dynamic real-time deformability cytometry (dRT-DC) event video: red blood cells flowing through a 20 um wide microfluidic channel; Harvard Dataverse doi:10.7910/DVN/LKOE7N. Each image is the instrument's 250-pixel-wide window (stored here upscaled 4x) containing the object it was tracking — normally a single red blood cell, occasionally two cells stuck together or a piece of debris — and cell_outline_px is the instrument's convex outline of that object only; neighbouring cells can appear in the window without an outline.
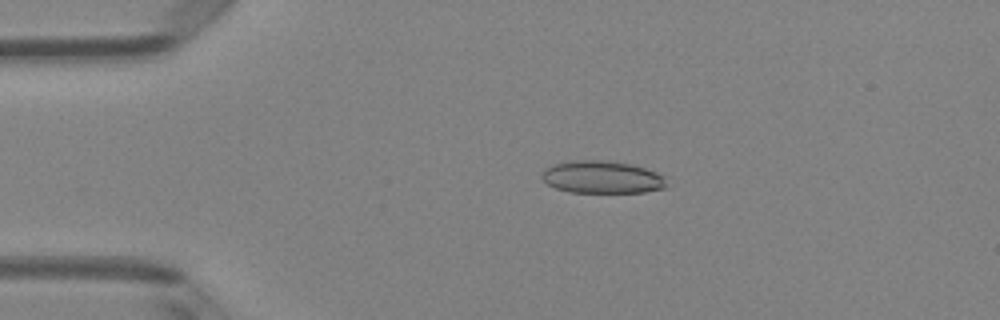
{"species": "Egyptian fruit bat (a non-hibernating species)", "species_latin": "Rousettus aegyptiacus", "temperature_condition": "room temperature", "stored_images_in_passage": 41, "camera_frame_rate_fps": 3000, "um_per_image_px": 0.085, "animal": {"sex": "female"}, "frame": {"image": 1, "passage_image": 2, "time_ms": 0.333, "image_size_px": [1000, 320], "cell_outline_px": [[668, 188], [644, 192], [568, 192], [556, 188], [548, 184], [544, 180], [544, 168], [552, 164], [568, 160], [608, 160], [632, 164], [656, 172], [664, 176]], "centroid_in_image_um": [51.2, 15.05], "position_along_channel_um": 33.8, "area_um2": 23.76}}
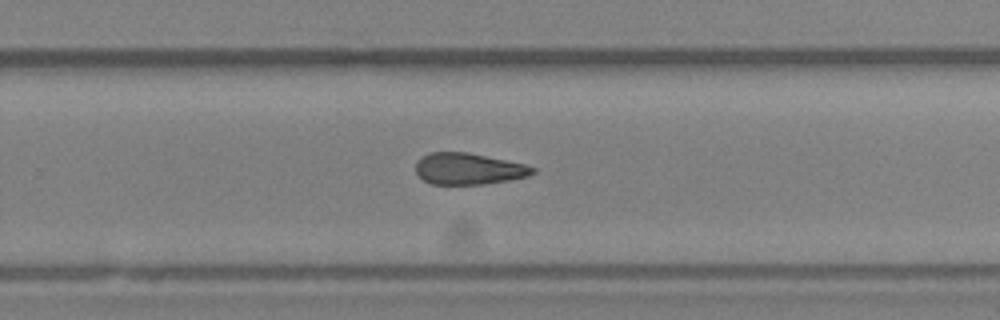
{"frame": {"image": 2, "passage_image": 24, "time_ms": 7.667, "image_size_px": [1000, 320], "cell_outline_px": [[536, 172], [528, 176], [508, 180], [484, 184], [432, 184], [424, 180], [416, 172], [416, 164], [428, 152], [468, 152], [524, 164], [536, 168]], "centroid_in_image_um": [39.84, 14.35], "position_along_channel_um": 290.0, "area_um2": 21.21}}
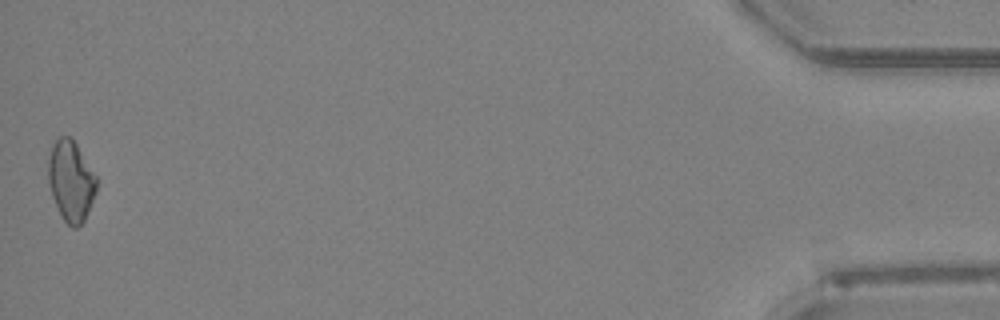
{"frame": {"image": 3, "passage_image": 41, "time_ms": 13.333, "image_size_px": [1000, 320], "cell_outline_px": [[96, 192], [84, 220], [76, 228], [72, 228], [64, 220], [52, 196], [48, 180], [48, 160], [52, 144], [60, 136], [72, 136], [96, 176]], "centroid_in_image_um": [6.02, 15.34], "position_along_channel_um": 429.2, "area_um2": 22.48}}